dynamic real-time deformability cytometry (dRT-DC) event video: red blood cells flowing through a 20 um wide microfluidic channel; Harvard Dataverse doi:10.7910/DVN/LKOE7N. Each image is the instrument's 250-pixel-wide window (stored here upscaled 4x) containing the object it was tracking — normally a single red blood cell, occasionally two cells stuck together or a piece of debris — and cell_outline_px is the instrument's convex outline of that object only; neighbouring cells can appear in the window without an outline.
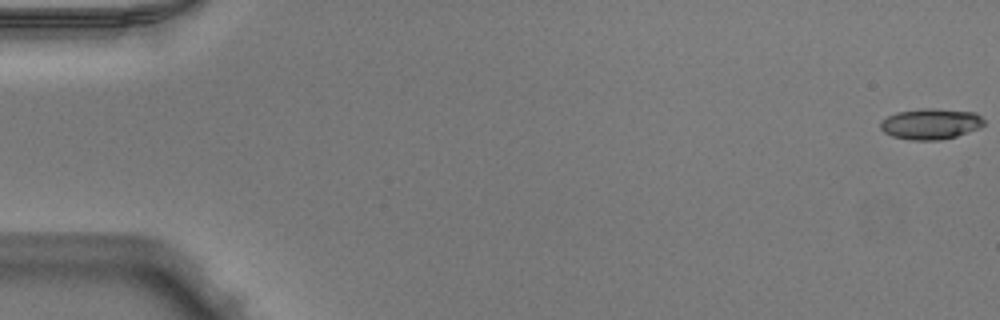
{"species": "Egyptian fruit bat (a non-hibernating species)", "species_latin": "Rousettus aegyptiacus", "temperature_condition": "warm", "stored_images_in_passage": 51, "camera_frame_rate_fps": 3000, "um_per_image_px": 0.085, "animal": {"sex": "male"}, "frame": {"image": 1, "passage_image": 1, "time_ms": 0.0, "image_size_px": [1000, 320], "cell_outline_px": [[984, 124], [980, 128], [956, 136], [940, 140], [908, 140], [892, 136], [884, 132], [880, 128], [880, 120], [896, 112], [920, 108], [940, 108], [976, 112], [984, 120]], "centroid_in_image_um": [79.1, 10.52], "position_along_channel_um": 5.9, "area_um2": 18.9}}
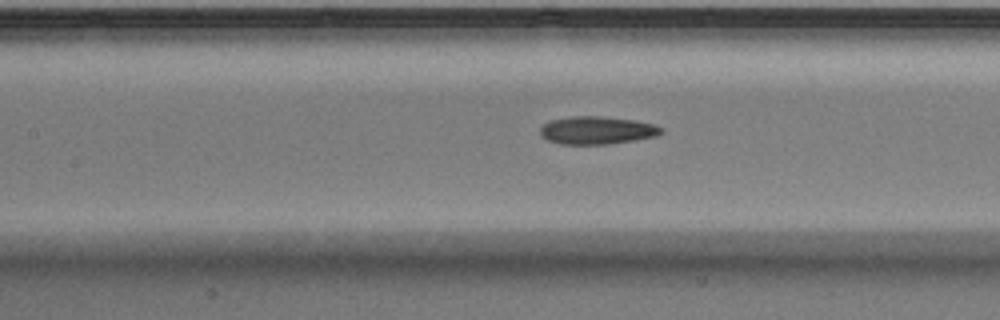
{"frame": {"image": 2, "passage_image": 24, "time_ms": 7.667, "image_size_px": [1000, 320], "cell_outline_px": [[664, 132], [656, 136], [636, 140], [608, 144], [560, 144], [548, 140], [540, 136], [540, 124], [552, 120], [572, 116], [600, 116], [636, 120], [656, 124], [664, 128]], "centroid_in_image_um": [50.76, 11.07], "position_along_channel_um": 156.6, "area_um2": 19.94}}
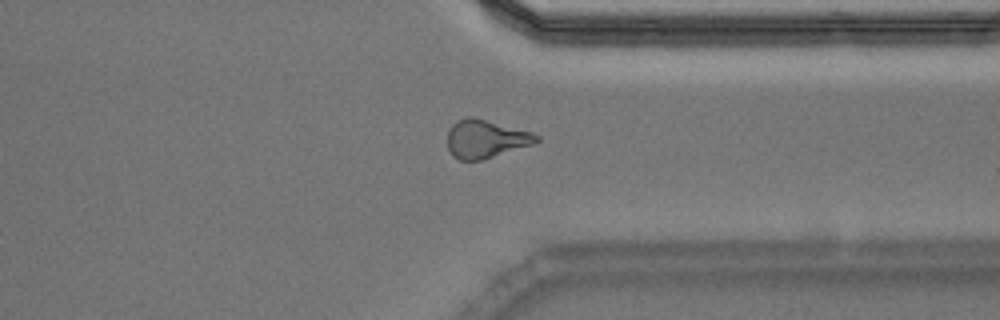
{"frame": {"image": 3, "passage_image": 40, "time_ms": 13.0, "image_size_px": [1000, 320], "cell_outline_px": [[540, 140], [532, 144], [484, 160], [460, 160], [452, 156], [448, 148], [448, 128], [456, 120], [464, 116], [472, 116], [532, 132], [540, 136]], "centroid_in_image_um": [41.26, 11.8], "position_along_channel_um": 370.1, "area_um2": 20.0}, "authors_computed_cell_mechanics": {"area_um2": 19.7098, "velocity_mm_per_s": 4.0224, "shape_relaxation_time_tau1_ms": 7.7303, "shape_relaxation_time_tau2_ms": 5.2605, "deformation_change_tau1": 0.2125, "deformation_change_tau2": 0.1626}}